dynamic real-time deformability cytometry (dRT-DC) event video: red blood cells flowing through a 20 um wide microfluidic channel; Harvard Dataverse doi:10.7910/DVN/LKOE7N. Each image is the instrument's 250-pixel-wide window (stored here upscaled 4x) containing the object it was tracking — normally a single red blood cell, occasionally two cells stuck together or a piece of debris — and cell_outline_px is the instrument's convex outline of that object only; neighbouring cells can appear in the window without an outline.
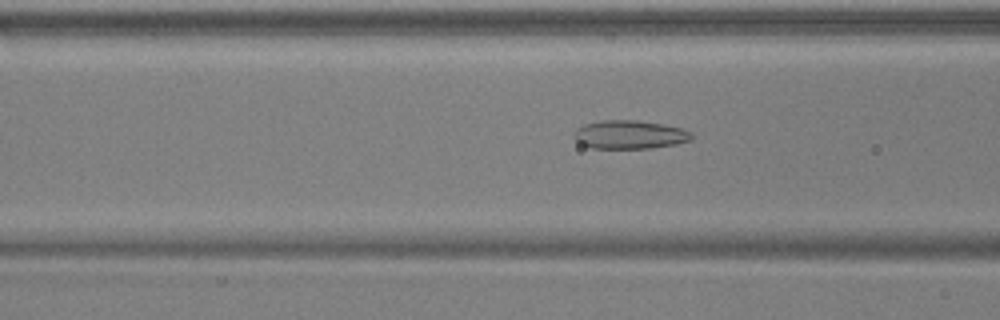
{"species": "common noctule bat (a hibernating species)", "species_latin": "Nyctalus noctula", "temperature_condition": "warm", "stored_images_in_passage": 53, "camera_frame_rate_fps": 3000, "um_per_image_px": 0.085, "animal": {"sex": "male", "body_mass_g": 17.9, "forearm_length_mm": 54.2}, "frame": {"image": 1, "passage_image": 20, "time_ms": 6.333, "image_size_px": [1000, 320], "cell_outline_px": [[692, 140], [676, 144], [652, 148], [592, 148], [580, 144], [572, 136], [576, 128], [584, 124], [600, 120], [636, 120], [664, 124], [684, 128], [692, 132]], "centroid_in_image_um": [53.53, 11.44], "position_along_channel_um": 113.1, "area_um2": 19.83}}
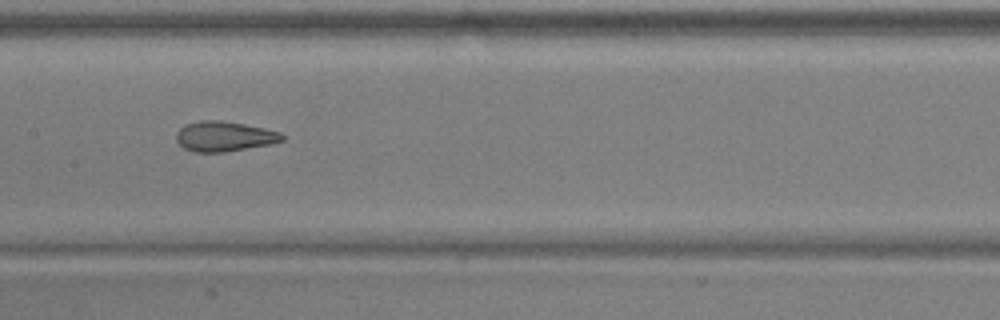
{"frame": {"image": 2, "passage_image": 26, "time_ms": 8.333, "image_size_px": [1000, 320], "cell_outline_px": [[284, 140], [272, 144], [224, 152], [196, 152], [184, 148], [176, 140], [176, 132], [184, 124], [200, 120], [220, 120], [244, 124], [264, 128], [280, 132], [284, 136]], "centroid_in_image_um": [19.05, 11.58], "position_along_channel_um": 188.3, "area_um2": 18.61}}
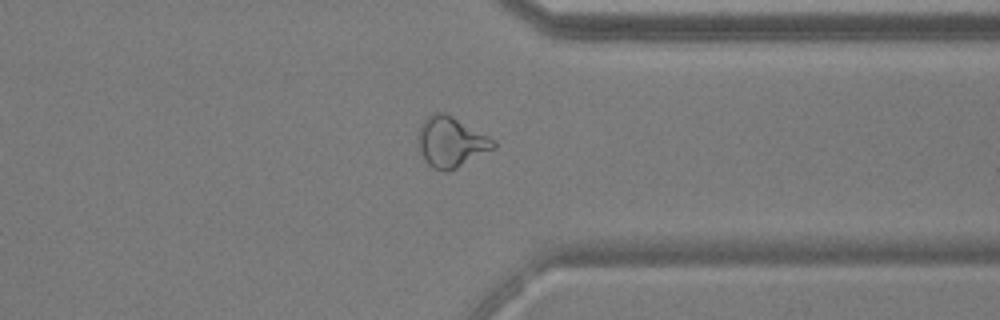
{"frame": {"image": 3, "passage_image": 41, "time_ms": 13.333, "image_size_px": [1000, 320], "cell_outline_px": [[496, 148], [448, 172], [444, 172], [432, 168], [424, 160], [420, 152], [416, 136], [420, 124], [432, 112], [444, 112], [452, 116], [496, 140]], "centroid_in_image_um": [38.31, 12.07], "position_along_channel_um": 373.1, "area_um2": 22.37}, "authors_computed_cell_mechanics": {"area_um2": 21.097, "velocity_mm_per_s": 3.7494, "shape_relaxation_time_tau1_ms": null, "shape_relaxation_time_tau2_ms": 1.5721, "deformation_change_tau1": null, "deformation_change_tau2": 0.0894}}